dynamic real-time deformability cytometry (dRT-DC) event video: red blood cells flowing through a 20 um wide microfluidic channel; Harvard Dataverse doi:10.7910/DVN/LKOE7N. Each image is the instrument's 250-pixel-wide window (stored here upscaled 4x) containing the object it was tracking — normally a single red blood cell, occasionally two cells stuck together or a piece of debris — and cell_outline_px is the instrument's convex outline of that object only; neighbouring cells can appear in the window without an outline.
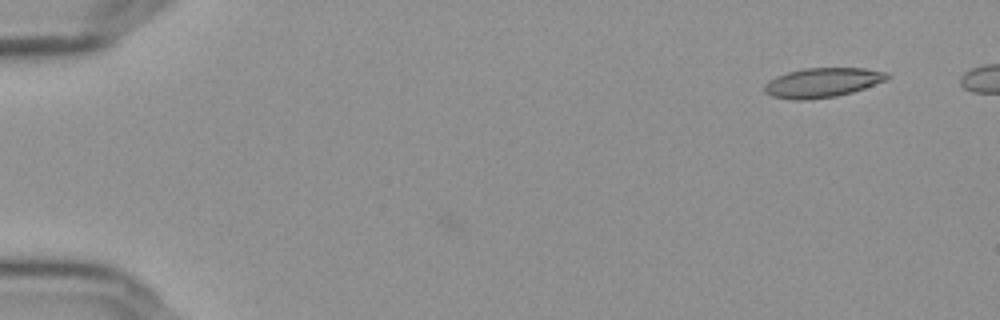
{"species": "Egyptian fruit bat (a non-hibernating species)", "species_latin": "Rousettus aegyptiacus", "temperature_condition": "cold", "stored_images_in_passage": 10, "camera_frame_rate_fps": 3000, "um_per_image_px": 0.085, "frame": {"image": 1, "passage_image": 10, "time_ms": 3.0, "image_size_px": [1000, 320], "cell_outline_px": [[892, 76], [888, 80], [852, 92], [836, 96], [804, 100], [796, 100], [772, 96], [764, 92], [764, 84], [768, 80], [776, 76], [788, 72], [804, 68], [864, 68], [888, 72]], "centroid_in_image_um": [69.93, 7.01], "position_along_channel_um": 15.1, "area_um2": 21.21}}